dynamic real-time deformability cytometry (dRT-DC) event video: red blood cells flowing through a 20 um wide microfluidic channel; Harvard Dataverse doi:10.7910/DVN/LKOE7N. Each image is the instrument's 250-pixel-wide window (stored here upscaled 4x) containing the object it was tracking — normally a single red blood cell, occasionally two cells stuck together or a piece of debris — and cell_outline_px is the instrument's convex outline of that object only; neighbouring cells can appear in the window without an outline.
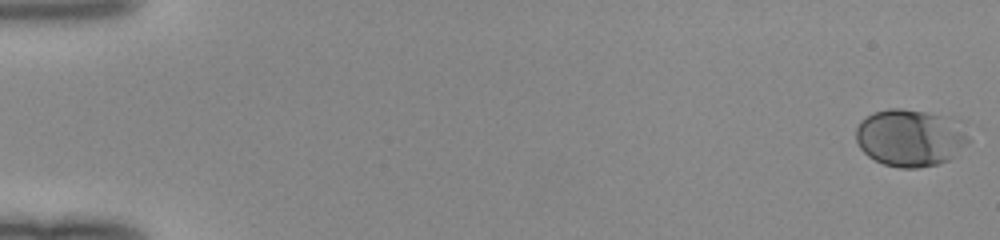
{"species": "human", "species_latin": "Homo sapiens", "temperature_condition": "room temperature", "stored_images_in_passage": 17, "camera_frame_rate_fps": 3000, "um_per_image_px": 0.085, "donor": {"sex": "female"}, "frame": {"image": 1, "passage_image": 1, "time_ms": 0.0, "image_size_px": [1000, 240], "cell_outline_px": [[972, 140], [956, 156], [948, 160], [936, 164], [916, 168], [900, 168], [884, 164], [868, 156], [860, 148], [856, 140], [856, 128], [860, 120], [872, 112], [888, 108], [900, 108], [928, 112], [960, 120]], "centroid_in_image_um": [77.41, 11.69], "position_along_channel_um": 7.6, "area_um2": 38.26}}
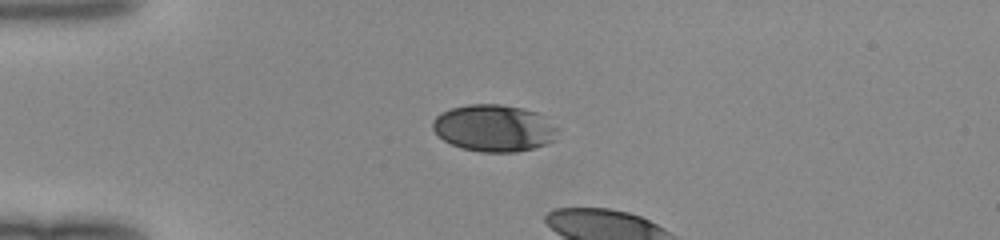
{"frame": {"image": 2, "passage_image": 14, "time_ms": 4.333, "image_size_px": [1000, 240], "cell_outline_px": [[560, 128], [556, 140], [548, 144], [516, 152], [480, 152], [460, 148], [444, 140], [432, 128], [432, 120], [440, 112], [452, 108], [468, 104], [500, 104], [524, 108], [536, 112]], "centroid_in_image_um": [42.02, 10.89], "position_along_channel_um": 43.0, "area_um2": 34.51}}